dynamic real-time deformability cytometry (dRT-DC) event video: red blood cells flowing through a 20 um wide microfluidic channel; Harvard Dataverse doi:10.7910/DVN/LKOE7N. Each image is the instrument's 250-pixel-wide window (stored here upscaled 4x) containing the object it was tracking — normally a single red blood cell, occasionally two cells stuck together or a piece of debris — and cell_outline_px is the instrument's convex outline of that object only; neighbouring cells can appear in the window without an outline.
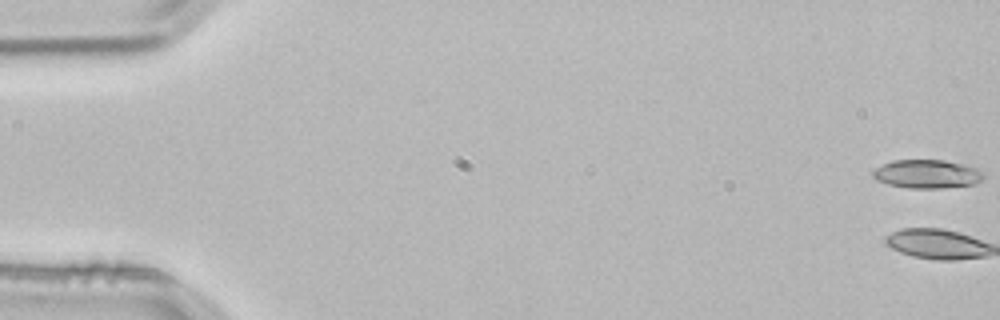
{"species": "common noctule bat (a hibernating species)", "species_latin": "Nyctalus noctula", "temperature_condition": "room temperature", "stored_images_in_passage": 4, "camera_frame_rate_fps": 3000, "um_per_image_px": 0.085, "animal": {"sex": "male", "body_mass_g": 21.5, "forearm_length_mm": 52.0}, "frame": {"image": 1, "passage_image": 1, "time_ms": 0.0, "image_size_px": [1000, 320], "cell_outline_px": [[984, 176], [980, 180], [972, 184], [944, 188], [908, 188], [888, 184], [876, 180], [872, 176], [872, 172], [876, 168], [892, 160], [944, 160], [964, 164], [976, 168]], "centroid_in_image_um": [78.76, 14.79], "position_along_channel_um": 6.2, "area_um2": 18.26}}